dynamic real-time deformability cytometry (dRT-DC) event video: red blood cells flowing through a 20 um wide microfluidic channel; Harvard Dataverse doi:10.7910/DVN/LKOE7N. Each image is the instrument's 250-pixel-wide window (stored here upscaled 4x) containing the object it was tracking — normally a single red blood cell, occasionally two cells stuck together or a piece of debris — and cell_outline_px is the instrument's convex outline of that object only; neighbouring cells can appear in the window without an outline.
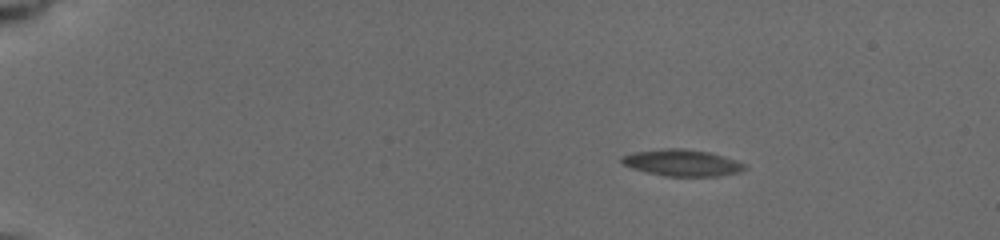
{"species": "common noctule bat (a hibernating species)", "species_latin": "Nyctalus noctula", "temperature_condition": "cold", "stored_images_in_passage": 19, "camera_frame_rate_fps": 3000, "um_per_image_px": 0.085, "animal": {"sex": "female", "body_mass_g": 19.5, "forearm_length_mm": 54.1}, "frame": {"image": 1, "passage_image": 1, "time_ms": 0.0, "image_size_px": [1000, 240], "cell_outline_px": [[748, 168], [740, 172], [716, 176], [668, 176], [648, 172], [632, 168], [624, 164], [620, 160], [624, 156], [636, 152], [668, 148], [684, 148], [708, 152], [744, 164]], "centroid_in_image_um": [57.99, 13.84], "position_along_channel_um": 27.0, "area_um2": 18.5}}
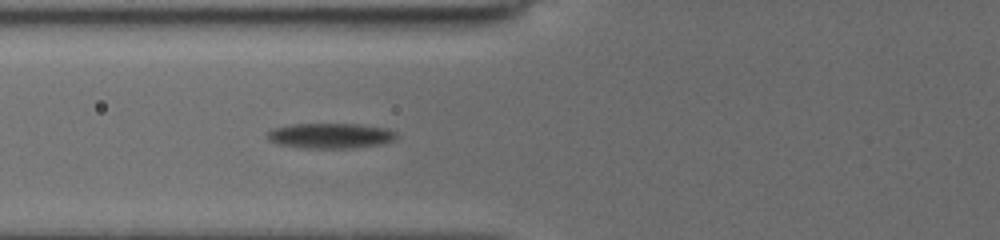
{"frame": {"image": 2, "passage_image": 10, "time_ms": 4.667, "image_size_px": [1000, 240], "cell_outline_px": [[396, 136], [392, 140], [380, 144], [356, 148], [300, 148], [276, 144], [268, 140], [264, 136], [272, 128], [292, 124], [360, 124], [388, 128], [396, 132]], "centroid_in_image_um": [28.03, 11.54], "position_along_channel_um": 97.8, "area_um2": 19.25}}
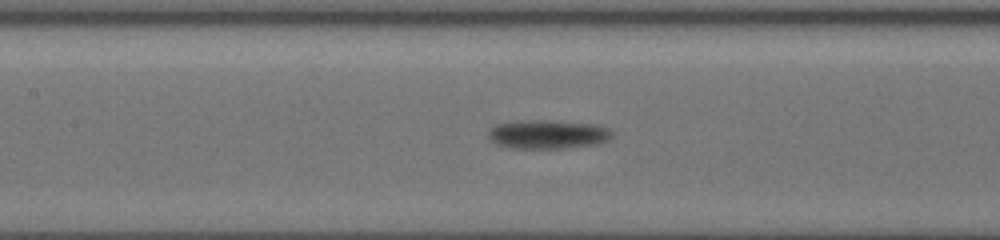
{"frame": {"image": 3, "passage_image": 16, "time_ms": 6.333, "image_size_px": [1000, 240], "cell_outline_px": [[612, 136], [608, 140], [600, 144], [560, 148], [512, 148], [496, 144], [488, 136], [488, 132], [496, 124], [516, 120], [552, 120], [596, 124], [608, 128], [612, 132]], "centroid_in_image_um": [46.58, 11.4], "position_along_channel_um": 160.8, "area_um2": 20.98}}